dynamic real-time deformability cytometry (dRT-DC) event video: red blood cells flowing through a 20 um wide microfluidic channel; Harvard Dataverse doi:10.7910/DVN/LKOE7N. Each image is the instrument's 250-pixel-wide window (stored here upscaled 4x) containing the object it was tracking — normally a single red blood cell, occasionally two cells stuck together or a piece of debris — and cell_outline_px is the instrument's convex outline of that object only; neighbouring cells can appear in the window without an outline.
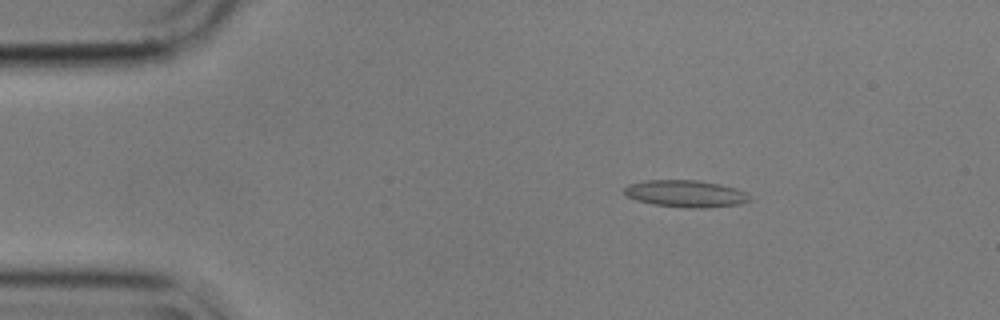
{"species": "common noctule bat (a hibernating species)", "species_latin": "Nyctalus noctula", "temperature_condition": "cold", "stored_images_in_passage": 54, "camera_frame_rate_fps": 3000, "um_per_image_px": 0.085, "animal": {"sex": "male", "body_mass_g": 17.9}, "frame": {"image": 1, "passage_image": 7, "time_ms": 2.0, "image_size_px": [1000, 320], "cell_outline_px": [[752, 200], [740, 204], [708, 208], [688, 208], [652, 204], [636, 200], [624, 196], [624, 188], [628, 184], [644, 180], [696, 180], [720, 184], [736, 188], [748, 192]], "centroid_in_image_um": [58.29, 16.46], "position_along_channel_um": 26.7, "area_um2": 20.06}}
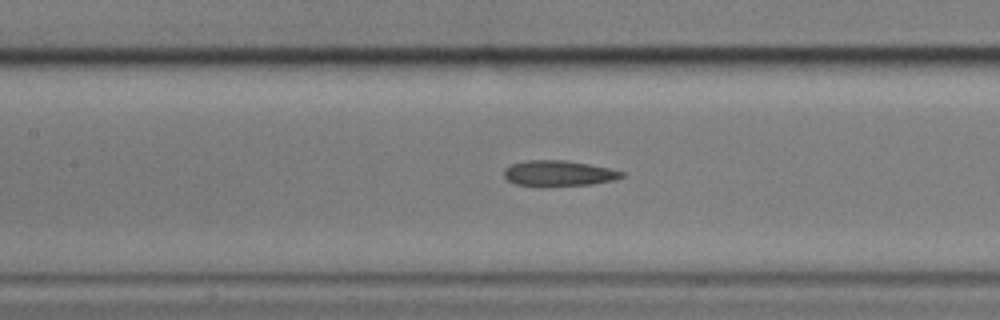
{"frame": {"image": 2, "passage_image": 23, "time_ms": 7.333, "image_size_px": [1000, 320], "cell_outline_px": [[624, 176], [616, 180], [592, 184], [544, 188], [540, 188], [516, 184], [508, 180], [504, 176], [504, 168], [512, 164], [528, 160], [564, 160], [588, 164], [608, 168], [624, 172]], "centroid_in_image_um": [47.46, 14.77], "position_along_channel_um": 159.9, "area_um2": 18.03}}
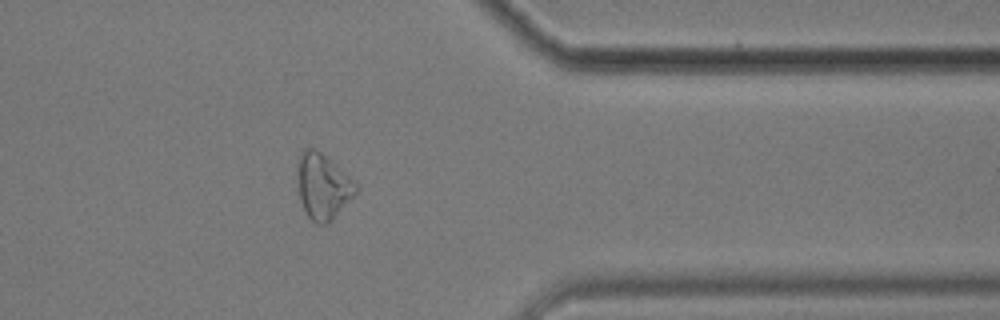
{"frame": {"image": 3, "passage_image": 43, "time_ms": 14.0, "image_size_px": [1000, 320], "cell_outline_px": [[356, 192], [332, 220], [324, 224], [316, 224], [308, 216], [300, 200], [296, 172], [296, 164], [300, 152], [308, 144], [316, 148], [332, 160], [356, 184]], "centroid_in_image_um": [27.38, 15.76], "position_along_channel_um": 384.0, "area_um2": 22.43}}